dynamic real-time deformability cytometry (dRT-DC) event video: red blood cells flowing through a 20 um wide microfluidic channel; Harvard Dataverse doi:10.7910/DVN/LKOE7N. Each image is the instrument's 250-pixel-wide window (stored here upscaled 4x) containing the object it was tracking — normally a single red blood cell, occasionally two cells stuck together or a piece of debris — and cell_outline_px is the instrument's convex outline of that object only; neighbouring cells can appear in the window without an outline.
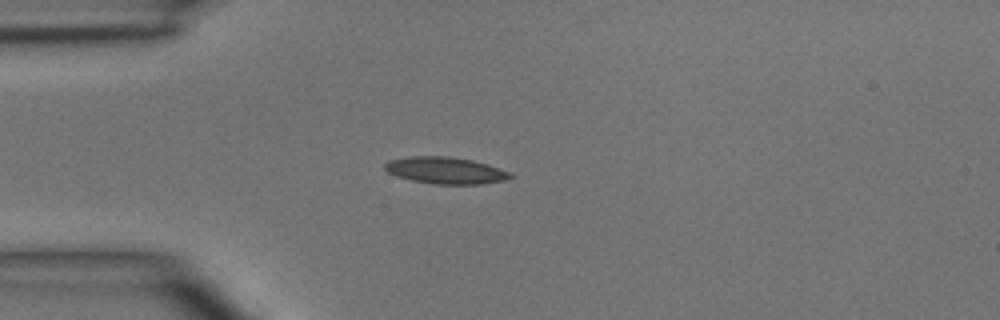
{"species": "common noctule bat (a hibernating species)", "species_latin": "Nyctalus noctula", "temperature_condition": "room temperature", "stored_images_in_passage": 2, "camera_frame_rate_fps": 3000, "um_per_image_px": 0.085, "animal": {"sex": "male", "body_mass_g": 15.6}, "frame": {"image": 1, "passage_image": 2, "time_ms": 1.0, "image_size_px": [1000, 320], "cell_outline_px": [[512, 176], [504, 180], [480, 184], [432, 184], [412, 180], [396, 176], [388, 172], [384, 168], [384, 164], [388, 160], [412, 156], [448, 156], [472, 160], [488, 164], [508, 172]], "centroid_in_image_um": [37.81, 14.48], "position_along_channel_um": 47.2, "area_um2": 19.42}}